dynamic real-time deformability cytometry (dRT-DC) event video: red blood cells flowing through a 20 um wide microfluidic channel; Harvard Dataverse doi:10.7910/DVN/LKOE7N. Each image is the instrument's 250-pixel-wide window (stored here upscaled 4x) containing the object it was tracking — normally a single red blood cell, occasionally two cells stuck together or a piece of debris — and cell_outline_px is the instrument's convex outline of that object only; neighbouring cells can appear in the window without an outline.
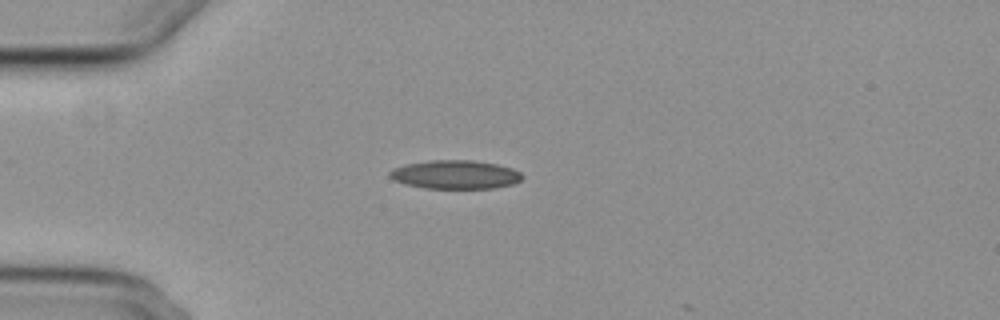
{"species": "common noctule bat (a hibernating species)", "species_latin": "Nyctalus noctula", "temperature_condition": "cold", "stored_images_in_passage": 3, "camera_frame_rate_fps": 3000, "um_per_image_px": 0.085, "animal": {"sex": "female", "body_mass_g": 29.2, "forearm_length_mm": 56.3}, "frame": {"image": 1, "passage_image": 3, "time_ms": 2.333, "image_size_px": [1000, 320], "cell_outline_px": [[524, 176], [520, 180], [512, 184], [496, 188], [424, 188], [392, 180], [388, 176], [388, 172], [392, 168], [408, 164], [428, 160], [472, 160], [496, 164], [512, 168], [520, 172]], "centroid_in_image_um": [38.69, 14.83], "position_along_channel_um": 46.3, "area_um2": 22.14}}